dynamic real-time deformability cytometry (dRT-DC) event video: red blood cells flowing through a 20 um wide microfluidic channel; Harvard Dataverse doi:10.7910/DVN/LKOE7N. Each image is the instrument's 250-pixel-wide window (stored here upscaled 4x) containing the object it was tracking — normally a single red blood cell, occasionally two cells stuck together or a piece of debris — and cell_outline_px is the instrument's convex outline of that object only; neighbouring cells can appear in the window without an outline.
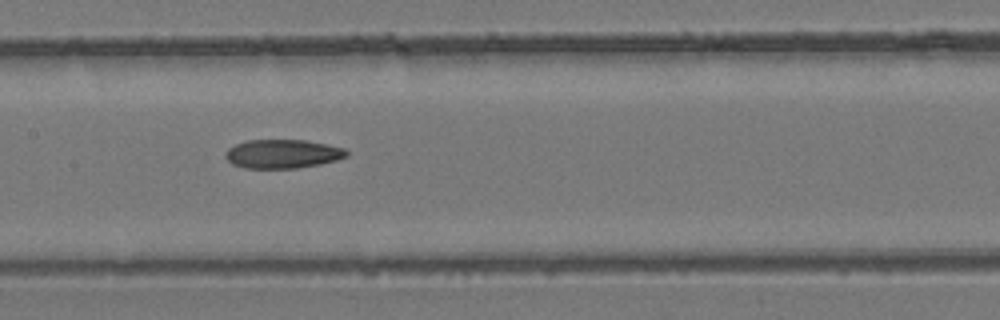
{"species": "common noctule bat (a hibernating species)", "species_latin": "Nyctalus noctula", "temperature_condition": "room temperature", "stored_images_in_passage": 7, "camera_frame_rate_fps": 3000, "um_per_image_px": 0.085, "animal": {"sex": "female", "body_mass_g": 24.6, "forearm_length_mm": 56.2}, "frame": {"image": 1, "passage_image": 7, "time_ms": 2.0, "image_size_px": [1000, 320], "cell_outline_px": [[348, 156], [336, 160], [320, 164], [296, 168], [244, 168], [232, 164], [224, 156], [228, 148], [236, 144], [248, 140], [304, 140], [328, 144], [344, 148], [348, 152]], "centroid_in_image_um": [24.02, 13.08], "position_along_channel_um": 183.4, "area_um2": 20.35}}